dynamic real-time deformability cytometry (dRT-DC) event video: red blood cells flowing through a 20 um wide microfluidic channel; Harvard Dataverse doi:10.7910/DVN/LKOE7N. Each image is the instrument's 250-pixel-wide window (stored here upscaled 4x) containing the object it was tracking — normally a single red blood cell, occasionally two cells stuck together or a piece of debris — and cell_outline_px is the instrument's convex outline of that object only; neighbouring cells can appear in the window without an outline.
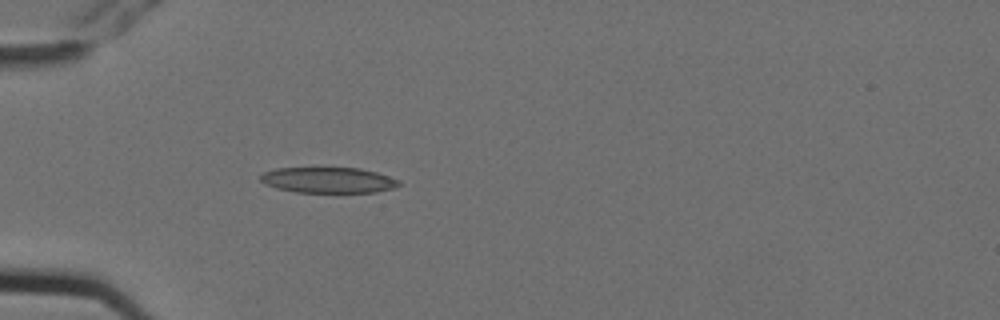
{"species": "Egyptian fruit bat (a non-hibernating species)", "species_latin": "Rousettus aegyptiacus", "temperature_condition": "cold", "stored_images_in_passage": 4, "camera_frame_rate_fps": 3000, "um_per_image_px": 0.085, "animal": {"sex": "female"}, "frame": {"image": 1, "passage_image": 4, "time_ms": 1.0, "image_size_px": [1000, 320], "cell_outline_px": [[404, 184], [392, 188], [376, 192], [296, 192], [276, 188], [264, 184], [260, 180], [260, 176], [264, 172], [276, 168], [360, 168], [376, 172], [400, 180]], "centroid_in_image_um": [27.91, 15.31], "position_along_channel_um": 57.1, "area_um2": 20.75}}